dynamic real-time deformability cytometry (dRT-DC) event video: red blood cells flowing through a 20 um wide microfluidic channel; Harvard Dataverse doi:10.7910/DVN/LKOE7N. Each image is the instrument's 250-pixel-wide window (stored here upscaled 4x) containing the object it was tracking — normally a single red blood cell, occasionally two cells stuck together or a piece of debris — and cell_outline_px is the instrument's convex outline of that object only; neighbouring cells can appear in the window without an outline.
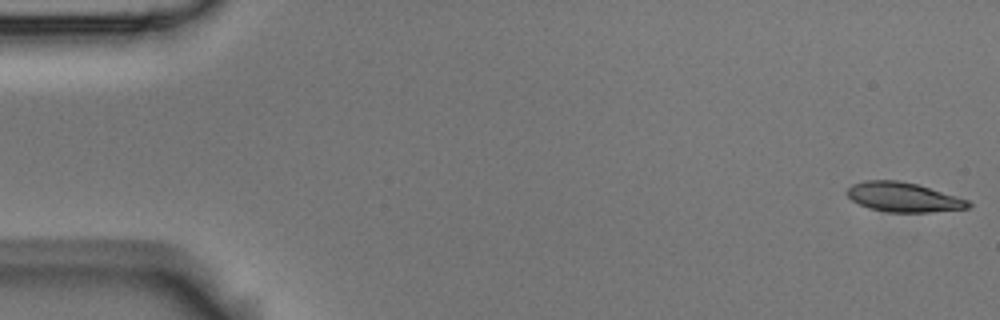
{"species": "Egyptian fruit bat (a non-hibernating species)", "species_latin": "Rousettus aegyptiacus", "temperature_condition": "room temperature", "stored_images_in_passage": 4, "camera_frame_rate_fps": 3000, "um_per_image_px": 0.085, "animal": {"sex": "male"}, "frame": {"image": 1, "passage_image": 1, "time_ms": 0.0, "image_size_px": [1000, 320], "cell_outline_px": [[972, 204], [968, 208], [928, 212], [888, 212], [868, 208], [852, 200], [844, 192], [852, 184], [864, 180], [900, 180], [916, 184], [956, 196], [968, 200]], "centroid_in_image_um": [76.74, 16.75], "position_along_channel_um": 8.3, "area_um2": 20.75}}